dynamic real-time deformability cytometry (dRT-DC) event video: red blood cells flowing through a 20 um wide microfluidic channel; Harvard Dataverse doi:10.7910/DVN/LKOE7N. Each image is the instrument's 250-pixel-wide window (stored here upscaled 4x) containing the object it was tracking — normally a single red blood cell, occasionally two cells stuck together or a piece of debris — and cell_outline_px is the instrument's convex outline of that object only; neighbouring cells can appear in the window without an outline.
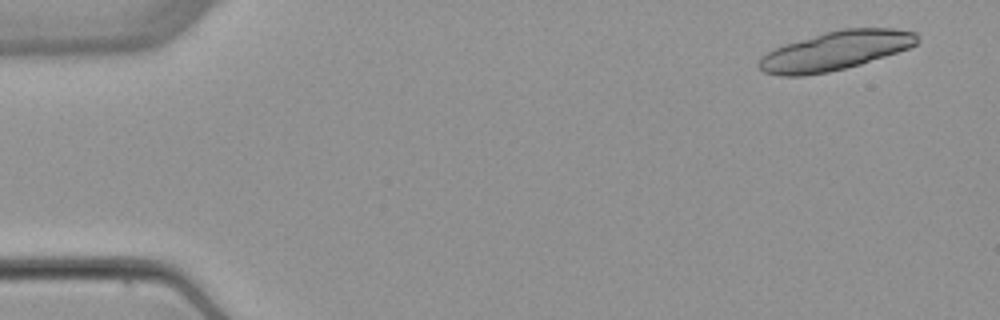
{"species": "common noctule bat (a hibernating species)", "species_latin": "Nyctalus noctula", "temperature_condition": "warm", "stored_images_in_passage": 8, "camera_frame_rate_fps": 3000, "um_per_image_px": 0.085, "animal": {"sex": "female", "body_mass_g": 22.7, "forearm_length_mm": 54.2}, "frame": {"image": 1, "passage_image": 1, "time_ms": 0.0, "image_size_px": [1000, 320], "cell_outline_px": [[920, 40], [916, 44], [908, 48], [860, 64], [828, 72], [804, 76], [780, 76], [764, 72], [756, 64], [768, 52], [784, 44], [824, 32], [840, 28], [896, 28], [916, 32]], "centroid_in_image_um": [71.02, 4.3], "position_along_channel_um": 14.0, "area_um2": 35.78}}
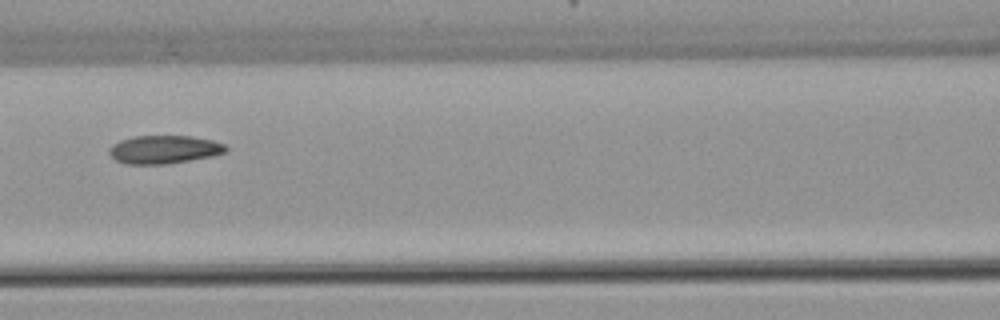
{"frame": {"image": 2, "passage_image": 6, "time_ms": 7.0, "image_size_px": [1000, 320], "cell_outline_px": [[228, 148], [224, 152], [212, 156], [168, 164], [128, 164], [116, 160], [108, 152], [108, 148], [112, 144], [120, 140], [136, 136], [192, 136], [212, 140], [224, 144]], "centroid_in_image_um": [13.93, 12.7], "position_along_channel_um": 152.7, "area_um2": 19.13}}
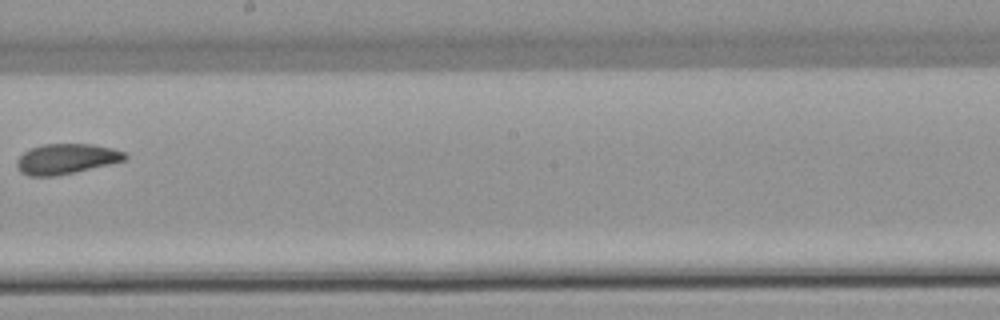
{"frame": {"image": 3, "passage_image": 8, "time_ms": 9.333, "image_size_px": [1000, 320], "cell_outline_px": [[128, 156], [124, 160], [108, 164], [72, 172], [52, 176], [28, 176], [20, 172], [16, 168], [16, 160], [24, 152], [32, 148], [44, 144], [92, 144], [112, 148], [124, 152]], "centroid_in_image_um": [5.59, 13.5], "position_along_channel_um": 242.6, "area_um2": 18.79}}